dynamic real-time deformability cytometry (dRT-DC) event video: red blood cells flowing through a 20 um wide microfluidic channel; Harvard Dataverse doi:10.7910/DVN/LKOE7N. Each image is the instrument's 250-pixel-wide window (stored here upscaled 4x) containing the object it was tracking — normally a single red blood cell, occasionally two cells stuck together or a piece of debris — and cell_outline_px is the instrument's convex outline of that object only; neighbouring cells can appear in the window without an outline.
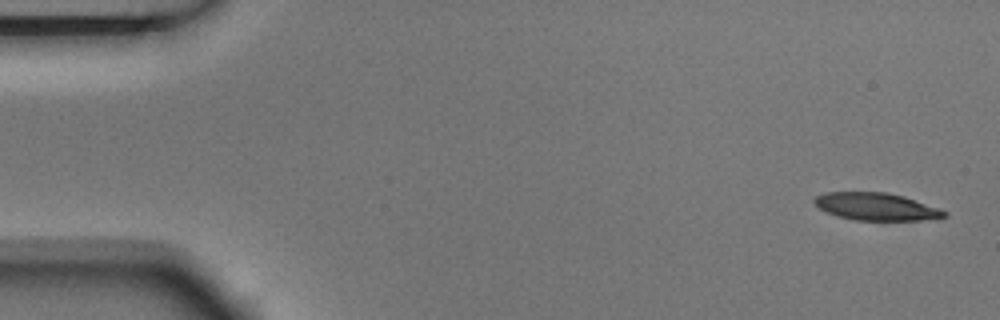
{"species": "Egyptian fruit bat (a non-hibernating species)", "species_latin": "Rousettus aegyptiacus", "temperature_condition": "room temperature", "stored_images_in_passage": 7, "camera_frame_rate_fps": 3000, "um_per_image_px": 0.085, "animal": {"sex": "male"}, "frame": {"image": 1, "passage_image": 1, "time_ms": 0.0, "image_size_px": [1000, 320], "cell_outline_px": [[948, 216], [936, 220], [852, 220], [836, 216], [820, 208], [812, 200], [816, 196], [824, 192], [888, 192], [904, 196], [940, 208], [948, 212]], "centroid_in_image_um": [74.54, 17.57], "position_along_channel_um": 10.5, "area_um2": 21.1}}
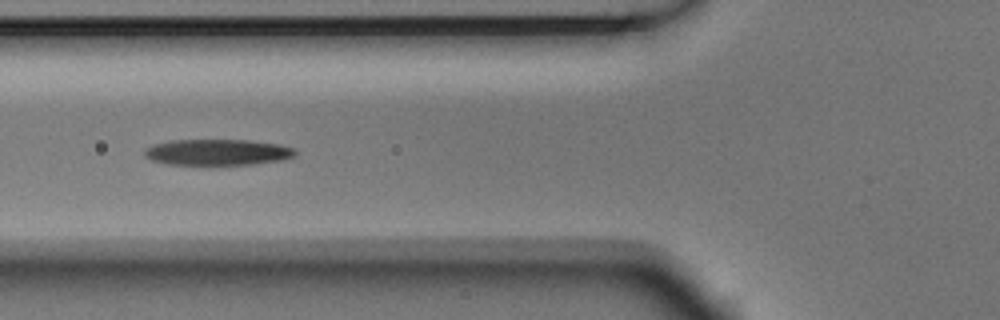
{"frame": {"image": 2, "passage_image": 6, "time_ms": 1.667, "image_size_px": [1000, 320], "cell_outline_px": [[296, 152], [292, 156], [284, 160], [252, 164], [168, 164], [152, 160], [144, 156], [144, 148], [152, 144], [172, 140], [248, 140], [280, 144], [296, 148]], "centroid_in_image_um": [18.48, 12.93], "position_along_channel_um": 107.3, "area_um2": 22.89}}
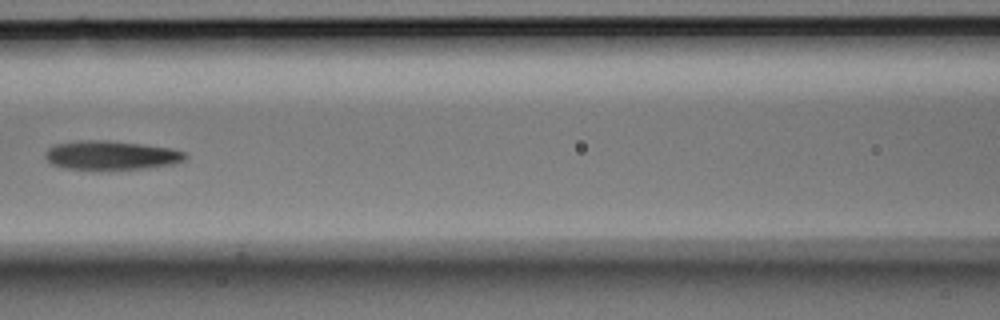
{"frame": {"image": 3, "passage_image": 7, "time_ms": 2.0, "image_size_px": [1000, 320], "cell_outline_px": [[188, 156], [184, 160], [172, 164], [148, 168], [64, 168], [52, 164], [44, 156], [44, 152], [48, 148], [56, 144], [80, 140], [104, 140], [140, 144], [172, 148], [184, 152]], "centroid_in_image_um": [9.44, 13.18], "position_along_channel_um": 157.2, "area_um2": 23.18}}